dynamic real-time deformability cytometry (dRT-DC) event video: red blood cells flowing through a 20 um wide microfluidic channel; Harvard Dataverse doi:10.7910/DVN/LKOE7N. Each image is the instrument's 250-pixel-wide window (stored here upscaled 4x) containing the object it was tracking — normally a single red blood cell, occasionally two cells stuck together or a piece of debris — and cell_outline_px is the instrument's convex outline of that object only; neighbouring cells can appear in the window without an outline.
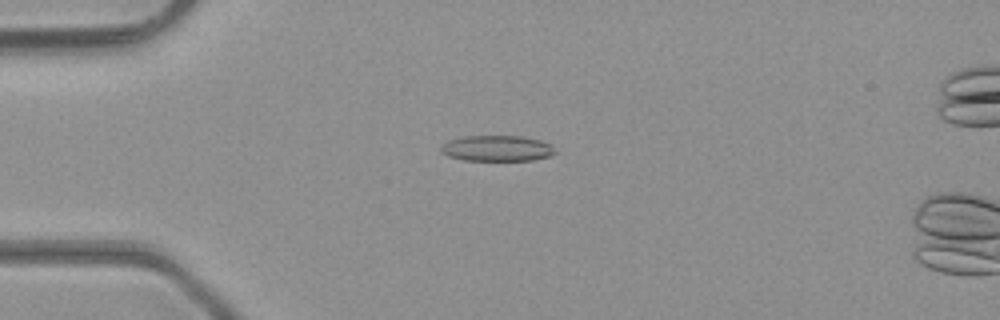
{"species": "common noctule bat (a hibernating species)", "species_latin": "Nyctalus noctula", "temperature_condition": "room temperature", "stored_images_in_passage": 8, "camera_frame_rate_fps": 3000, "um_per_image_px": 0.085, "animal": {"sex": "male", "body_mass_g": 23.1, "forearm_length_mm": 52.7}, "frame": {"image": 1, "passage_image": 6, "time_ms": 1.667, "image_size_px": [1000, 320], "cell_outline_px": [[556, 152], [552, 156], [532, 160], [464, 160], [448, 156], [440, 152], [440, 148], [448, 140], [464, 136], [520, 136], [540, 140], [552, 144]], "centroid_in_image_um": [42.26, 12.61], "position_along_channel_um": 42.7, "area_um2": 17.22}}